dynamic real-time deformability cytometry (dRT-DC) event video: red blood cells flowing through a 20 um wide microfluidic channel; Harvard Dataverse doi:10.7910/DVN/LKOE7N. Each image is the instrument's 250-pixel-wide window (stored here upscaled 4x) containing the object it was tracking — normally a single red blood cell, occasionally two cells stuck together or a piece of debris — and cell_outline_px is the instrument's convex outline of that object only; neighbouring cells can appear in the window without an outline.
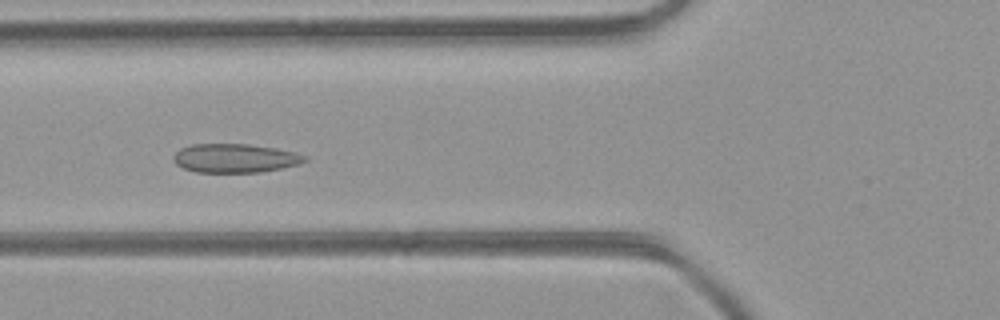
{"species": "common noctule bat (a hibernating species)", "species_latin": "Nyctalus noctula", "temperature_condition": "room temperature", "stored_images_in_passage": 40, "camera_frame_rate_fps": 3000, "um_per_image_px": 0.085, "animal": {"sex": "female", "body_mass_g": 21.9}, "frame": {"image": 1, "passage_image": 16, "time_ms": 5.0, "image_size_px": [1000, 320], "cell_outline_px": [[308, 160], [296, 164], [280, 168], [260, 172], [196, 172], [184, 168], [176, 164], [172, 160], [172, 156], [180, 148], [192, 144], [248, 144], [276, 148], [296, 152], [308, 156]], "centroid_in_image_um": [19.96, 13.44], "position_along_channel_um": 105.8, "area_um2": 22.08}}
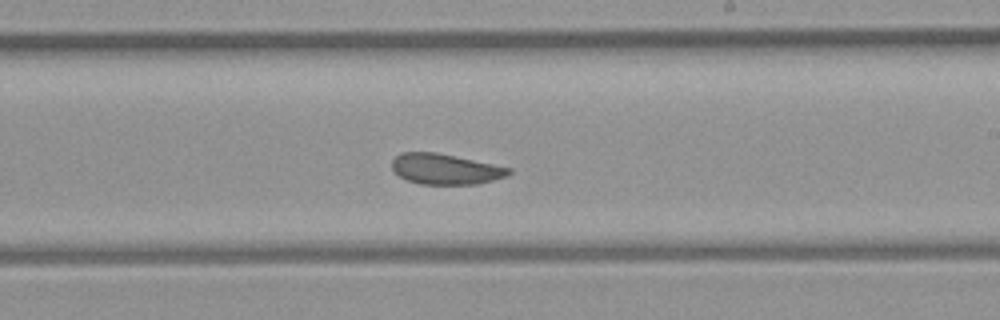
{"frame": {"image": 2, "passage_image": 26, "time_ms": 8.333, "image_size_px": [1000, 320], "cell_outline_px": [[512, 172], [508, 176], [476, 184], [420, 184], [408, 180], [400, 176], [392, 168], [392, 160], [400, 152], [436, 152], [512, 168]], "centroid_in_image_um": [37.87, 14.36], "position_along_channel_um": 251.1, "area_um2": 20.69}}
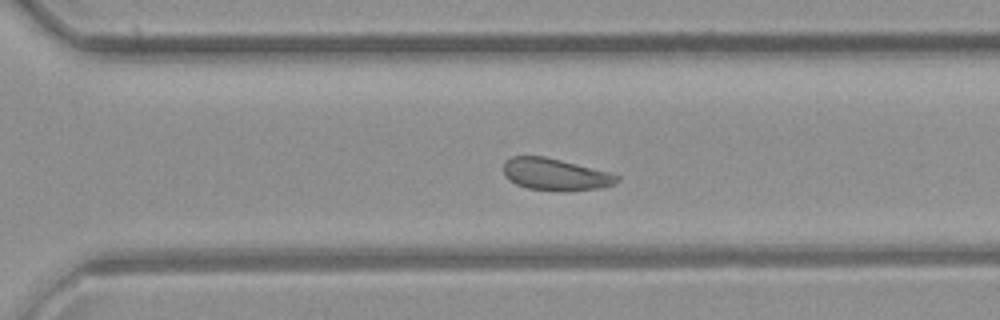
{"frame": {"image": 3, "passage_image": 31, "time_ms": 10.0, "image_size_px": [1000, 320], "cell_outline_px": [[620, 180], [612, 184], [600, 188], [528, 188], [516, 184], [508, 180], [504, 176], [504, 160], [512, 156], [544, 156], [608, 172], [620, 176]], "centroid_in_image_um": [47.13, 14.77], "position_along_channel_um": 323.5, "area_um2": 20.11}, "authors_computed_cell_mechanics": {"area_um2": 22.1952, "velocity_mm_per_s": 4.3571, "shape_relaxation_time_tau1_ms": 3.0738, "shape_relaxation_time_tau2_ms": 1.5818, "deformation_change_tau1": 0.0663, "deformation_change_tau2": 0.0666}}